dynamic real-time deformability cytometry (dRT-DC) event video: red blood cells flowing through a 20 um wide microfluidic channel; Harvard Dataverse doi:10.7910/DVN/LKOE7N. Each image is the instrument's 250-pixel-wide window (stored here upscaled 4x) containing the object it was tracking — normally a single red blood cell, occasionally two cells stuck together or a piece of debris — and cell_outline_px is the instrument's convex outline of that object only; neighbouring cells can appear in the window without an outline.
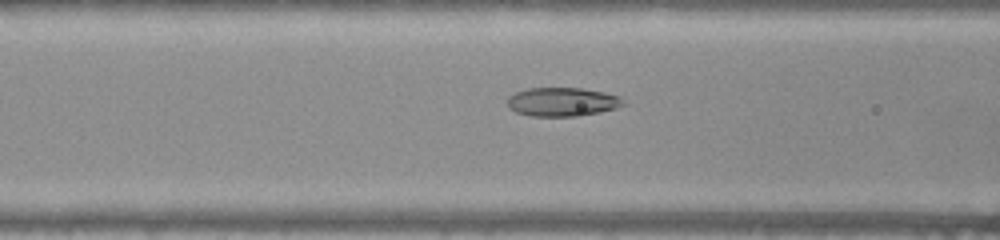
{"species": "common noctule bat (a hibernating species)", "species_latin": "Nyctalus noctula", "temperature_condition": "warm", "stored_images_in_passage": 36, "camera_frame_rate_fps": 3000, "um_per_image_px": 0.085, "animal": {"sex": "female", "body_mass_g": 22.0, "forearm_length_mm": 56.7}, "frame": {"image": 1, "passage_image": 5, "time_ms": 1.333, "image_size_px": [1000, 240], "cell_outline_px": [[624, 104], [616, 108], [600, 112], [576, 116], [528, 116], [516, 112], [508, 104], [508, 96], [516, 92], [528, 88], [580, 88], [604, 92], [620, 96], [624, 100]], "centroid_in_image_um": [47.81, 8.66], "position_along_channel_um": 118.8, "area_um2": 19.36}}
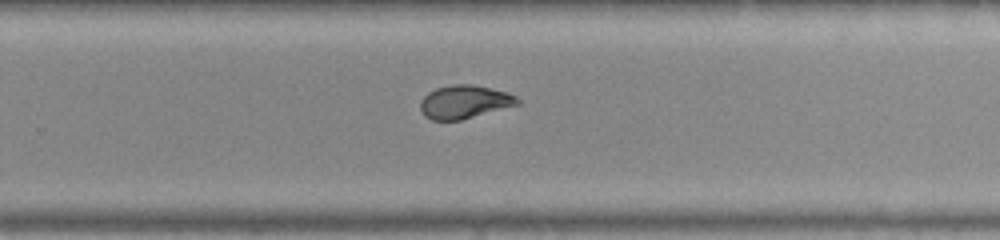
{"frame": {"image": 2, "passage_image": 18, "time_ms": 5.667, "image_size_px": [1000, 240], "cell_outline_px": [[520, 104], [460, 120], [432, 120], [424, 116], [420, 108], [420, 100], [428, 92], [436, 88], [452, 84], [472, 84], [508, 92], [516, 96], [520, 100]], "centroid_in_image_um": [39.47, 8.65], "position_along_channel_um": 290.3, "area_um2": 18.9}}
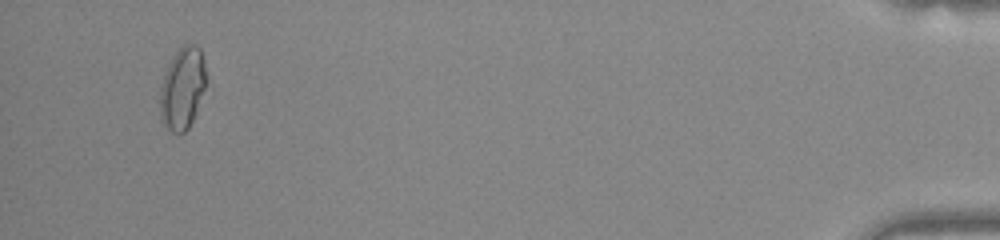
{"frame": {"image": 3, "passage_image": 34, "time_ms": 11.0, "image_size_px": [1000, 240], "cell_outline_px": [[208, 80], [196, 112], [188, 128], [180, 136], [172, 132], [164, 124], [160, 112], [160, 92], [164, 76], [168, 64], [176, 52], [184, 44], [196, 44], [200, 48], [204, 60]], "centroid_in_image_um": [15.54, 7.5], "position_along_channel_um": 419.7, "area_um2": 22.14}, "authors_computed_cell_mechanics": {"area_um2": 19.3052, "velocity_mm_per_s": 3.9727, "shape_relaxation_time_tau1_ms": null, "shape_relaxation_time_tau2_ms": 1.1374, "deformation_change_tau1": null, "deformation_change_tau2": 0.0614}}